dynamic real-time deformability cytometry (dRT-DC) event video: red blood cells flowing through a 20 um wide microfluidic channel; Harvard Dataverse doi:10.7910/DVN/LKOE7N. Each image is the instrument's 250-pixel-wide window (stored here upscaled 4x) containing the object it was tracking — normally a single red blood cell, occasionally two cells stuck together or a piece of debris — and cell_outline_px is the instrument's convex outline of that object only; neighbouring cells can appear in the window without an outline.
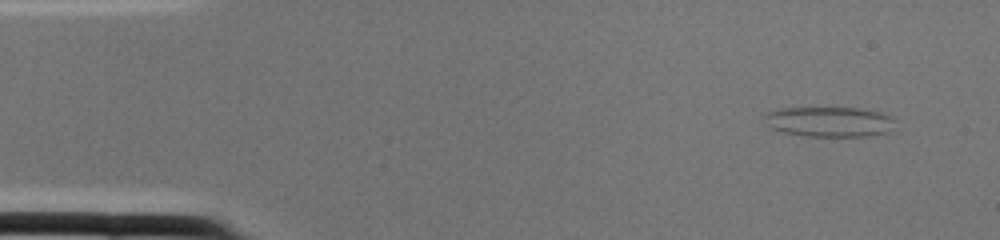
{"species": "common noctule bat (a hibernating species)", "species_latin": "Nyctalus noctula", "temperature_condition": "cold", "stored_images_in_passage": 2, "camera_frame_rate_fps": 3000, "um_per_image_px": 0.085, "animal": {"sex": "female", "body_mass_g": 22.0, "forearm_length_mm": 56.7}, "frame": {"image": 1, "passage_image": 1, "time_ms": 0.0, "image_size_px": [1000, 240], "cell_outline_px": [[892, 120], [888, 132], [872, 136], [804, 136], [784, 132], [772, 128], [768, 124], [764, 116], [768, 112], [780, 108], [856, 108], [880, 112], [888, 116]], "centroid_in_image_um": [70.45, 10.35], "position_along_channel_um": 14.5, "area_um2": 22.48}}
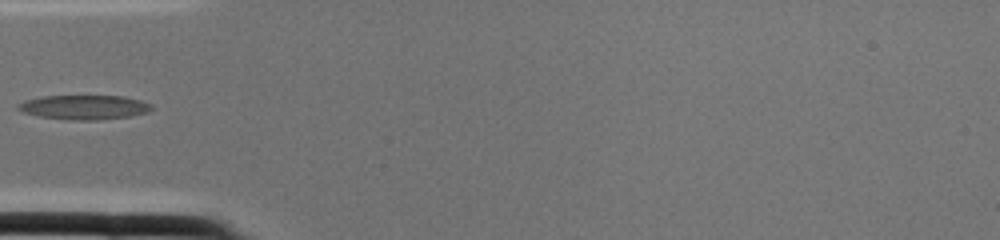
{"frame": {"image": 2, "passage_image": 2, "time_ms": 0.333, "image_size_px": [1000, 240], "cell_outline_px": [[152, 108], [148, 112], [132, 116], [96, 120], [72, 120], [40, 116], [24, 112], [16, 108], [16, 104], [24, 100], [40, 96], [124, 96], [140, 100], [152, 104]], "centroid_in_image_um": [7.15, 9.11], "position_along_channel_um": 77.8, "area_um2": 19.02}}